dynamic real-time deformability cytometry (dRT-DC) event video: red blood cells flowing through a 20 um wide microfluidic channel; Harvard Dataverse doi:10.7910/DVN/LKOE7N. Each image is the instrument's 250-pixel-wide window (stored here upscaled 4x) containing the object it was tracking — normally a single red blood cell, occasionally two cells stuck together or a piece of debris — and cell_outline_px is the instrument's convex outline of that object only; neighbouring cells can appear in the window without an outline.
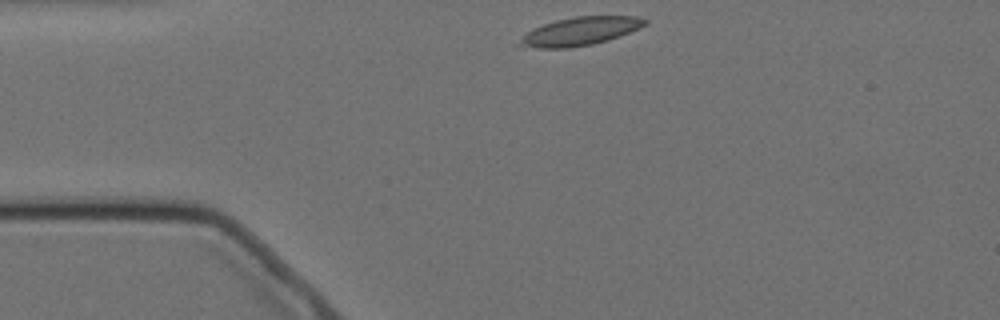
{"species": "Egyptian fruit bat (a non-hibernating species)", "species_latin": "Rousettus aegyptiacus", "temperature_condition": "cold", "stored_images_in_passage": 3, "camera_frame_rate_fps": 3000, "um_per_image_px": 0.085, "animal": {"sex": "female"}, "frame": {"image": 1, "passage_image": 1, "time_ms": 0.0, "image_size_px": [1000, 320], "cell_outline_px": [[648, 24], [640, 28], [620, 36], [608, 40], [592, 44], [568, 48], [536, 48], [512, 44], [532, 28], [556, 20], [576, 16], [636, 16], [648, 20]], "centroid_in_image_um": [49.28, 2.66], "position_along_channel_um": 35.7, "area_um2": 20.87}}